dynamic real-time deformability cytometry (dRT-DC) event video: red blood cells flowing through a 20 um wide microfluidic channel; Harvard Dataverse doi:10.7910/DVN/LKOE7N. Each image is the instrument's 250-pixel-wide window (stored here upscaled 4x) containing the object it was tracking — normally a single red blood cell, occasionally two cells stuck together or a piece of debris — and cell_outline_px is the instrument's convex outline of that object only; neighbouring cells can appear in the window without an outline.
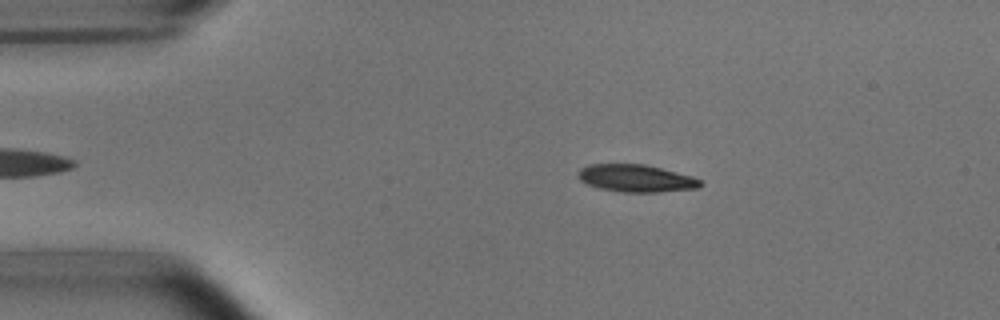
{"species": "common noctule bat (a hibernating species)", "species_latin": "Nyctalus noctula", "temperature_condition": "room temperature", "stored_images_in_passage": 47, "camera_frame_rate_fps": 3000, "um_per_image_px": 0.085, "animal": {"sex": "male", "body_mass_g": 15.6}, "frame": {"image": 1, "passage_image": 5, "time_ms": 1.333, "image_size_px": [1000, 320], "cell_outline_px": [[704, 184], [700, 188], [660, 192], [624, 192], [600, 188], [588, 184], [580, 180], [576, 176], [576, 172], [580, 168], [588, 164], [644, 164], [692, 176], [700, 180]], "centroid_in_image_um": [54.05, 15.15], "position_along_channel_um": 30.9, "area_um2": 19.59}}
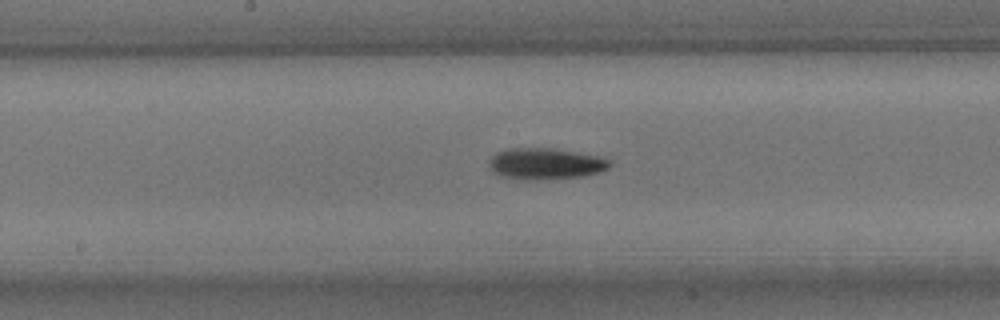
{"frame": {"image": 2, "passage_image": 22, "time_ms": 7.0, "image_size_px": [1000, 320], "cell_outline_px": [[612, 164], [608, 168], [600, 172], [584, 176], [532, 180], [524, 180], [500, 176], [492, 172], [488, 164], [492, 156], [496, 152], [512, 148], [552, 148], [604, 156], [612, 160]], "centroid_in_image_um": [46.41, 13.91], "position_along_channel_um": 201.8, "area_um2": 22.37}}
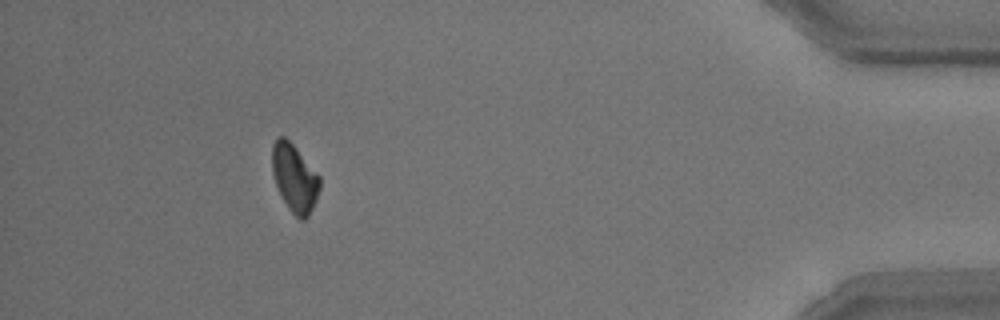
{"frame": {"image": 3, "passage_image": 43, "time_ms": 14.0, "image_size_px": [1000, 320], "cell_outline_px": [[320, 188], [316, 200], [308, 216], [304, 220], [300, 220], [288, 208], [276, 184], [272, 172], [272, 144], [276, 136], [284, 136], [296, 148], [320, 176]], "centroid_in_image_um": [25.03, 15.11], "position_along_channel_um": 410.2, "area_um2": 18.67}, "authors_computed_cell_mechanics": {"area_um2": 19.8254, "velocity_mm_per_s": 3.8022, "shape_relaxation_time_tau1_ms": 2.3409, "shape_relaxation_time_tau2_ms": null, "deformation_change_tau1": 0.1127, "deformation_change_tau2": null}}